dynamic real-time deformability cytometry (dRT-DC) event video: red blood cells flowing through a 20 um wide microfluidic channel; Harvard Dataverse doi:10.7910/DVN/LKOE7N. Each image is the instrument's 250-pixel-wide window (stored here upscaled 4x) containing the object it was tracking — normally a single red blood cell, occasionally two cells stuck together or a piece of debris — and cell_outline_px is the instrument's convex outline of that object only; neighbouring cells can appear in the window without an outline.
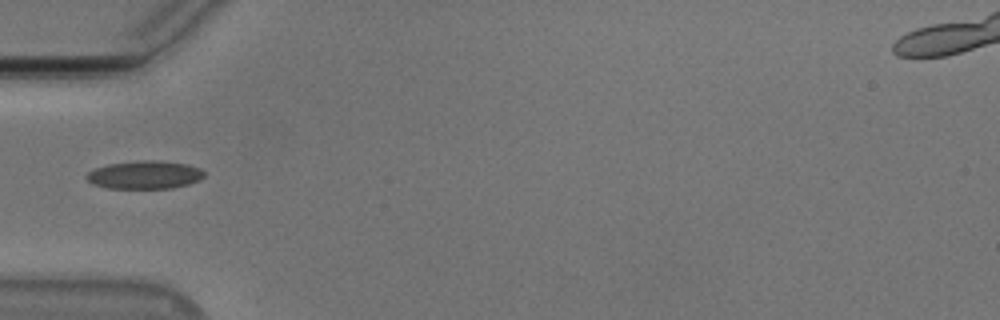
{"species": "Egyptian fruit bat (a non-hibernating species)", "species_latin": "Rousettus aegyptiacus", "temperature_condition": "cold", "stored_images_in_passage": 37, "camera_frame_rate_fps": 3000, "um_per_image_px": 0.085, "animal": {"sex": "male"}, "frame": {"image": 1, "passage_image": 1, "time_ms": 0.0, "image_size_px": [1000, 320], "cell_outline_px": [[204, 176], [200, 180], [188, 184], [172, 188], [108, 188], [92, 184], [84, 176], [88, 172], [96, 168], [108, 164], [144, 160], [152, 160], [188, 164], [200, 168], [204, 172]], "centroid_in_image_um": [12.3, 14.86], "position_along_channel_um": 72.7, "area_um2": 19.19}}
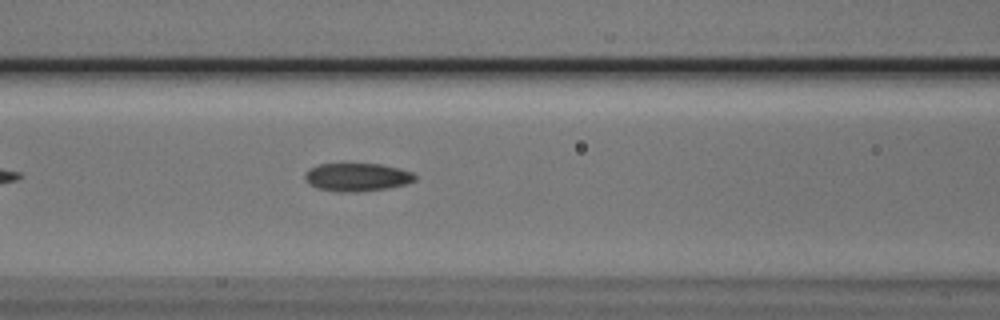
{"frame": {"image": 2, "passage_image": 6, "time_ms": 1.667, "image_size_px": [1000, 320], "cell_outline_px": [[416, 180], [408, 184], [388, 188], [360, 192], [340, 192], [316, 188], [308, 184], [304, 176], [312, 168], [320, 164], [380, 164], [400, 168], [412, 172], [416, 176]], "centroid_in_image_um": [30.4, 15.07], "position_along_channel_um": 136.2, "area_um2": 18.09}, "authors_computed_cell_mechanics": {"area_um2": 17.918, "velocity_mm_per_s": 3.7751, "shape_relaxation_time_tau1_ms": 5.1381, "shape_relaxation_time_tau2_ms": 2.8871, "deformation_change_tau1": 0.1315, "deformation_change_tau2": 0.0907}}